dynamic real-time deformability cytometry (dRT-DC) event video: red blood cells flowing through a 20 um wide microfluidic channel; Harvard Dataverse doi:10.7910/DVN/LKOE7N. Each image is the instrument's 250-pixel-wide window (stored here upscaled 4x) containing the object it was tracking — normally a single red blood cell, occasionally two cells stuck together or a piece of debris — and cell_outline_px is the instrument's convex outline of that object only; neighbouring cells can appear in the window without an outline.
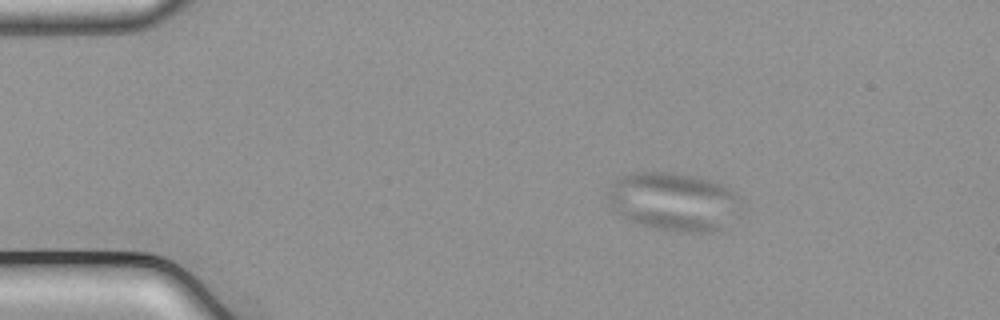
{"species": "common noctule bat (a hibernating species)", "species_latin": "Nyctalus noctula", "temperature_condition": "cold", "stored_images_in_passage": 46, "camera_frame_rate_fps": 3000, "um_per_image_px": 0.085, "animal": {"sex": "male", "body_mass_g": 21.5, "forearm_length_mm": 52.0}, "frame": {"image": 1, "passage_image": 1, "time_ms": 0.0, "image_size_px": [1000, 320], "cell_outline_px": [[744, 212], [720, 232], [688, 232], [656, 228], [636, 224], [620, 216], [612, 208], [608, 200], [608, 192], [612, 184], [620, 176], [632, 172], [668, 172], [696, 176], [720, 184], [728, 188], [732, 192], [740, 204]], "centroid_in_image_um": [57.29, 17.16], "position_along_channel_um": 27.7, "area_um2": 45.78}}
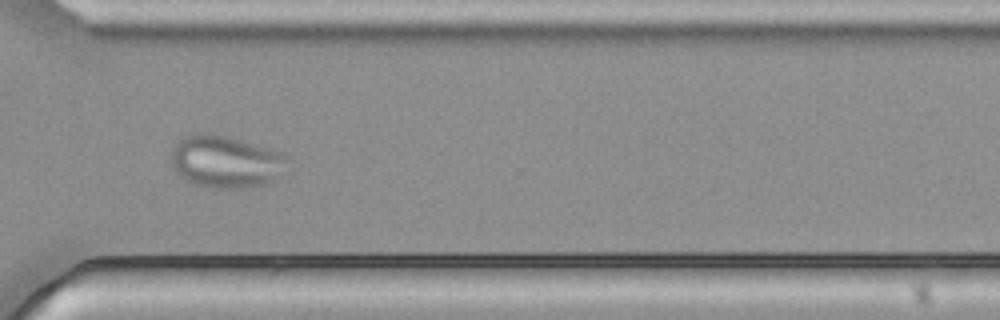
{"frame": {"image": 2, "passage_image": 32, "time_ms": 10.333, "image_size_px": [1000, 320], "cell_outline_px": [[292, 160], [272, 180], [264, 184], [244, 188], [208, 188], [196, 184], [180, 176], [176, 172], [172, 164], [172, 148], [184, 136], [192, 132], [208, 132], [228, 136], [268, 148], [280, 152], [288, 156]], "centroid_in_image_um": [19.17, 13.72], "position_along_channel_um": 351.4, "area_um2": 35.49}}
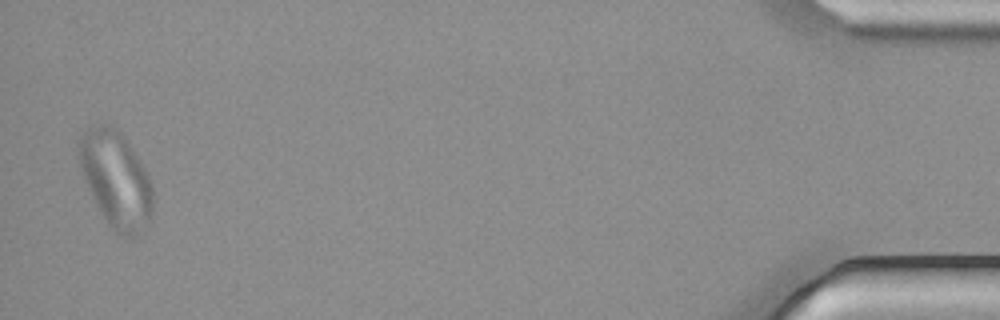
{"frame": {"image": 3, "passage_image": 45, "time_ms": 14.667, "image_size_px": [1000, 320], "cell_outline_px": [[152, 220], [132, 240], [120, 236], [104, 220], [88, 188], [80, 164], [76, 144], [80, 136], [88, 128], [100, 124], [108, 124], [120, 132], [140, 160], [152, 184]], "centroid_in_image_um": [9.86, 15.29], "position_along_channel_um": 425.3, "area_um2": 41.56}}